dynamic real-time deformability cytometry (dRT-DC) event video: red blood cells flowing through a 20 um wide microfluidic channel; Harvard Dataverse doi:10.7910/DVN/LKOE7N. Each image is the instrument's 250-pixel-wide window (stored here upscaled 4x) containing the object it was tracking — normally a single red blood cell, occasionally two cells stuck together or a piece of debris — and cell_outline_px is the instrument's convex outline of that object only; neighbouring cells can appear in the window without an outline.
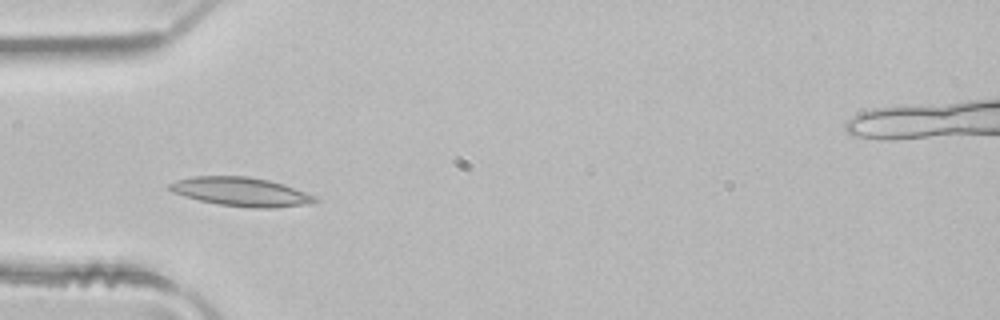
{"species": "common noctule bat (a hibernating species)", "species_latin": "Nyctalus noctula", "temperature_condition": "room temperature", "stored_images_in_passage": 4, "camera_frame_rate_fps": 3000, "um_per_image_px": 0.085, "animal": {"sex": "male", "body_mass_g": 21.5, "forearm_length_mm": 52.0}, "frame": {"image": 1, "passage_image": 3, "time_ms": 0.667, "image_size_px": [1000, 320], "cell_outline_px": [[320, 200], [308, 204], [276, 208], [248, 208], [216, 204], [184, 196], [172, 192], [168, 188], [168, 184], [176, 180], [192, 176], [248, 176], [268, 180], [284, 184], [316, 196]], "centroid_in_image_um": [20.49, 16.3], "position_along_channel_um": 64.5, "area_um2": 24.68}}
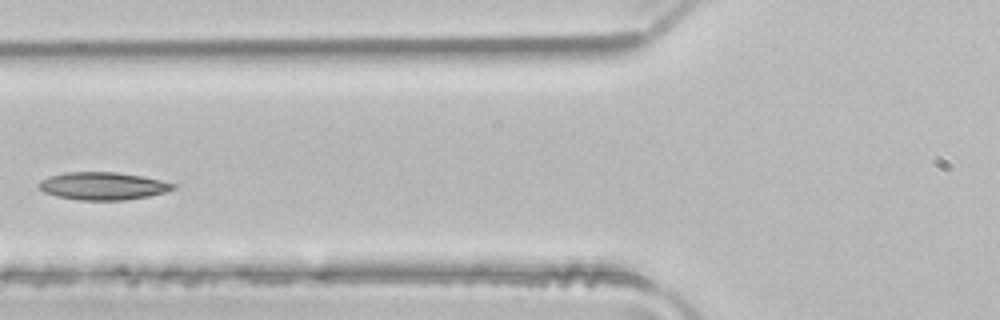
{"frame": {"image": 2, "passage_image": 4, "time_ms": 1.0, "image_size_px": [1000, 320], "cell_outline_px": [[176, 188], [168, 192], [148, 196], [124, 200], [76, 200], [56, 196], [44, 192], [36, 188], [36, 184], [40, 180], [48, 176], [64, 172], [116, 172], [140, 176], [160, 180], [176, 184]], "centroid_in_image_um": [8.69, 15.81], "position_along_channel_um": 117.1, "area_um2": 21.91}}